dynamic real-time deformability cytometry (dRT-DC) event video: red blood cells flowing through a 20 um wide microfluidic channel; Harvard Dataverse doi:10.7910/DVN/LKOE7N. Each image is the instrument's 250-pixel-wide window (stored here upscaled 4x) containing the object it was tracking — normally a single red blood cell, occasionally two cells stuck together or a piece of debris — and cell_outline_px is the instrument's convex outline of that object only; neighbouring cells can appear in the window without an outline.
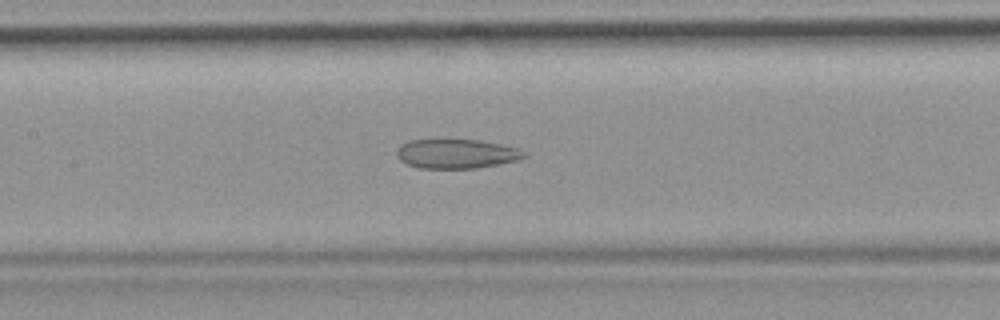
{"species": "common noctule bat (a hibernating species)", "species_latin": "Nyctalus noctula", "temperature_condition": "room temperature", "stored_images_in_passage": 49, "camera_frame_rate_fps": 3000, "um_per_image_px": 0.085, "animal": {"sex": "female", "body_mass_g": 19.9}, "frame": {"image": 1, "passage_image": 22, "time_ms": 7.0, "image_size_px": [1000, 320], "cell_outline_px": [[528, 156], [520, 160], [500, 164], [476, 168], [420, 168], [408, 164], [400, 160], [396, 156], [396, 152], [400, 144], [408, 140], [476, 140], [500, 144], [516, 148], [524, 152]], "centroid_in_image_um": [38.79, 13.07], "position_along_channel_um": 168.6, "area_um2": 21.73}, "authors_computed_cell_mechanics": {"area_um2": 29.7092, "velocity_mm_per_s": 3.859, "shape_relaxation_time_tau1_ms": null, "shape_relaxation_time_tau2_ms": 1.5643, "deformation_change_tau1": null, "deformation_change_tau2": 0.0786}}